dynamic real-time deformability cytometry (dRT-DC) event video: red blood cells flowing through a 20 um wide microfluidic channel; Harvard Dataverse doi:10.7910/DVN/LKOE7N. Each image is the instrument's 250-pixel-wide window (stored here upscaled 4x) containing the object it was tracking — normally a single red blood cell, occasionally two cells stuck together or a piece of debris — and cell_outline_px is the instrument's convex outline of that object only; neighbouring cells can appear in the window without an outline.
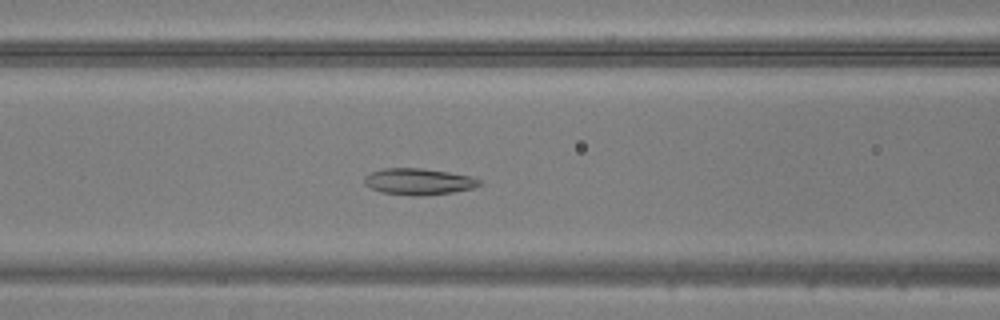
{"species": "common noctule bat (a hibernating species)", "species_latin": "Nyctalus noctula", "temperature_condition": "warm", "stored_images_in_passage": 49, "camera_frame_rate_fps": 3000, "um_per_image_px": 0.085, "animal": {"sex": "male", "body_mass_g": 20.5, "forearm_length_mm": 52.5}, "frame": {"image": 1, "passage_image": 20, "time_ms": 6.333, "image_size_px": [1000, 320], "cell_outline_px": [[484, 180], [480, 184], [472, 188], [452, 192], [420, 196], [412, 196], [384, 192], [372, 188], [364, 184], [364, 176], [372, 172], [384, 168], [424, 168], [472, 176]], "centroid_in_image_um": [35.61, 15.42], "position_along_channel_um": 131.0, "area_um2": 17.69}}
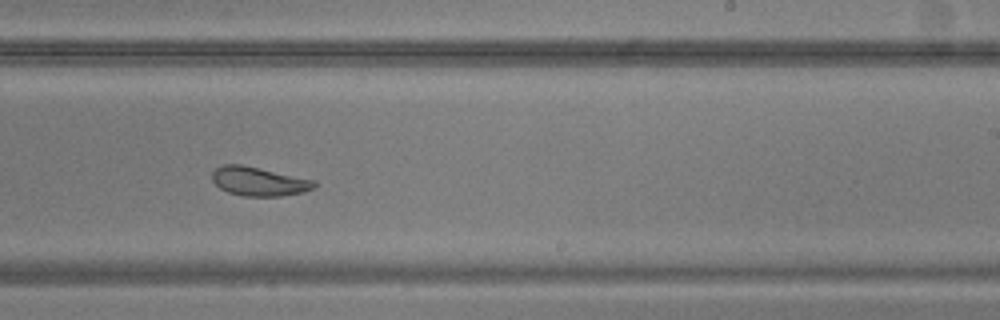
{"frame": {"image": 2, "passage_image": 30, "time_ms": 9.667, "image_size_px": [1000, 320], "cell_outline_px": [[316, 184], [312, 188], [304, 192], [280, 196], [244, 196], [228, 192], [220, 188], [212, 180], [212, 172], [216, 168], [224, 164], [240, 164], [316, 180]], "centroid_in_image_um": [22.0, 15.42], "position_along_channel_um": 267.0, "area_um2": 17.11}}
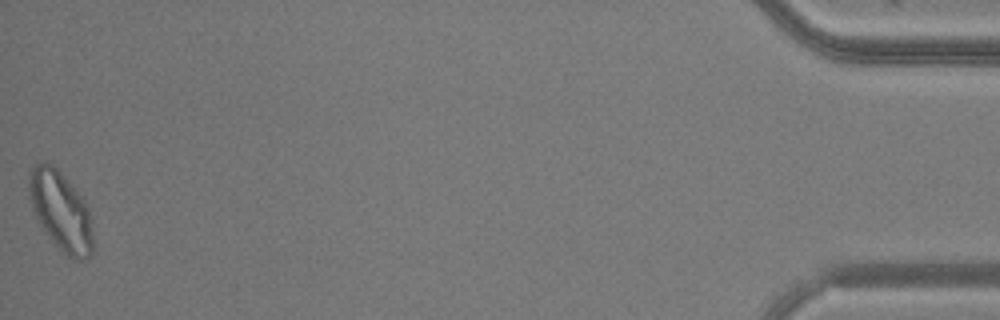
{"frame": {"image": 3, "passage_image": 49, "time_ms": 16.0, "image_size_px": [1000, 320], "cell_outline_px": [[92, 252], [88, 256], [80, 260], [68, 256], [44, 232], [32, 208], [28, 196], [28, 172], [40, 160], [44, 160], [52, 164], [64, 176], [84, 200], [88, 208], [92, 232]], "centroid_in_image_um": [5.12, 17.87], "position_along_channel_um": 430.1, "area_um2": 29.3}}